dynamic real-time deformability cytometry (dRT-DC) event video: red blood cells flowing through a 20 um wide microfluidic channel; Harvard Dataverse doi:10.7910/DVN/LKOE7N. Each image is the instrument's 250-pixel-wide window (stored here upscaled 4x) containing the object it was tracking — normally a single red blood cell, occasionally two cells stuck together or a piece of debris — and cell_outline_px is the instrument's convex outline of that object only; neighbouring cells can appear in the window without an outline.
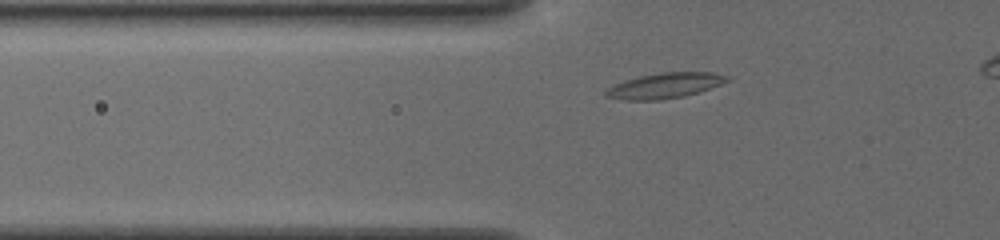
{"species": "common noctule bat (a hibernating species)", "species_latin": "Nyctalus noctula", "temperature_condition": "cold", "stored_images_in_passage": 39, "camera_frame_rate_fps": 3000, "um_per_image_px": 0.085, "animal": {"sex": "female", "body_mass_g": 19.5, "forearm_length_mm": 54.1}, "frame": {"image": 1, "passage_image": 8, "time_ms": 2.333, "image_size_px": [1000, 240], "cell_outline_px": [[732, 80], [684, 96], [656, 100], [628, 100], [604, 96], [604, 88], [640, 76], [664, 72], [712, 72], [732, 76]], "centroid_in_image_um": [56.53, 7.27], "position_along_channel_um": 69.3, "area_um2": 17.74}}
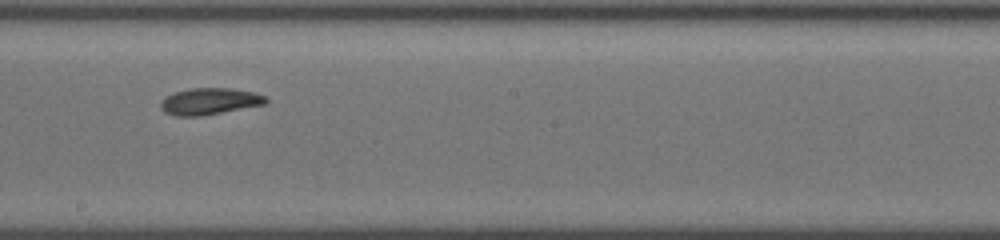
{"frame": {"image": 2, "passage_image": 21, "time_ms": 6.667, "image_size_px": [1000, 240], "cell_outline_px": [[268, 100], [264, 104], [200, 116], [176, 116], [164, 112], [160, 108], [160, 100], [164, 96], [188, 88], [232, 88], [256, 92], [264, 96]], "centroid_in_image_um": [17.76, 8.6], "position_along_channel_um": 230.4, "area_um2": 16.36}}
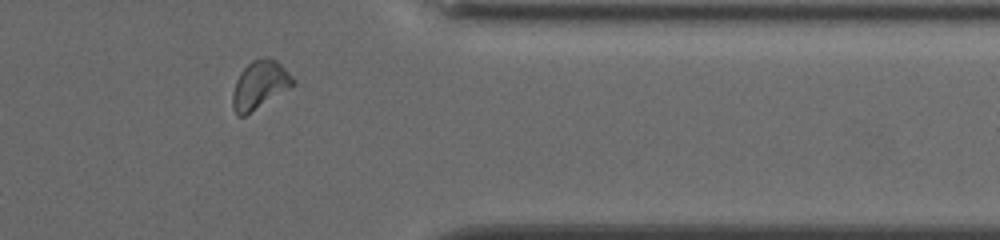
{"frame": {"image": 3, "passage_image": 34, "time_ms": 11.0, "image_size_px": [1000, 240], "cell_outline_px": [[296, 84], [244, 116], [236, 116], [232, 104], [232, 96], [236, 80], [240, 72], [252, 60], [264, 56], [268, 56], [276, 60], [296, 80]], "centroid_in_image_um": [22.08, 7.19], "position_along_channel_um": 389.3, "area_um2": 16.88}}